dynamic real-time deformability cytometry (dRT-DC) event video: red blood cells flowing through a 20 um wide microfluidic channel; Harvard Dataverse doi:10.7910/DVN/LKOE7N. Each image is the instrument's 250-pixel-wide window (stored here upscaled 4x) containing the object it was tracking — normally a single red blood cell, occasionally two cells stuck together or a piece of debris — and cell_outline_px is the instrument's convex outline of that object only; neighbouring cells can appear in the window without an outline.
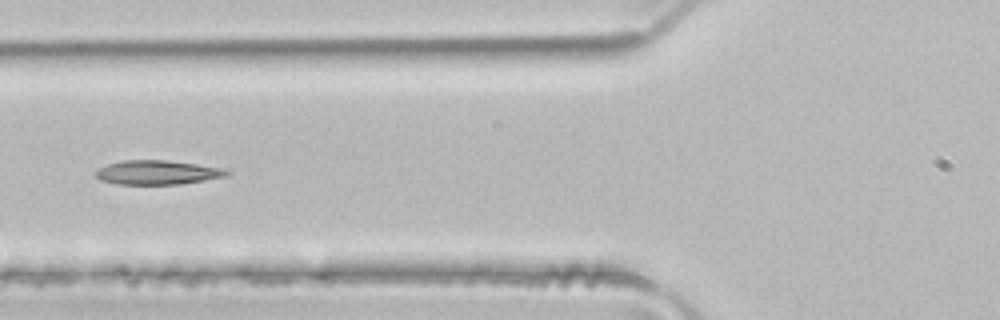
{"species": "common noctule bat (a hibernating species)", "species_latin": "Nyctalus noctula", "temperature_condition": "room temperature", "stored_images_in_passage": 4, "camera_frame_rate_fps": 3000, "um_per_image_px": 0.085, "animal": {"sex": "male", "body_mass_g": 21.5, "forearm_length_mm": 52.0}, "frame": {"image": 1, "passage_image": 4, "time_ms": 1.0, "image_size_px": [1000, 320], "cell_outline_px": [[232, 172], [228, 176], [180, 184], [116, 184], [100, 180], [96, 176], [96, 172], [100, 168], [108, 164], [124, 160], [164, 160], [196, 164], [224, 168]], "centroid_in_image_um": [13.41, 14.66], "position_along_channel_um": 112.4, "area_um2": 18.38}}